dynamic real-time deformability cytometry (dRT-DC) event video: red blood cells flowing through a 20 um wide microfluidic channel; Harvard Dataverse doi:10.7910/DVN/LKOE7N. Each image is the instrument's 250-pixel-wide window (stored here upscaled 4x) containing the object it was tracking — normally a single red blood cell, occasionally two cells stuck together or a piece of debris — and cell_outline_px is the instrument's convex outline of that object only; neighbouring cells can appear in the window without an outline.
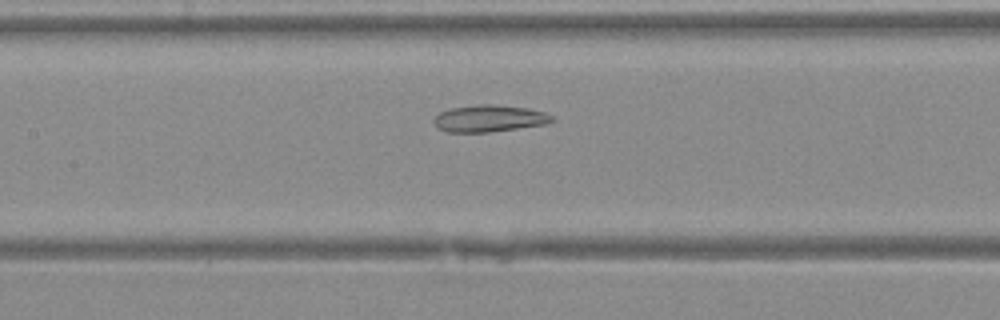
{"species": "Egyptian fruit bat (a non-hibernating species)", "species_latin": "Rousettus aegyptiacus", "temperature_condition": "warm", "stored_images_in_passage": 36, "camera_frame_rate_fps": 3000, "um_per_image_px": 0.085, "animal": {"sex": "female"}, "frame": {"image": 1, "passage_image": 14, "time_ms": 4.333, "image_size_px": [1000, 320], "cell_outline_px": [[556, 120], [548, 124], [492, 132], [444, 132], [436, 128], [432, 124], [432, 120], [440, 112], [452, 108], [480, 104], [488, 104], [528, 108], [544, 112], [552, 116]], "centroid_in_image_um": [41.57, 10.09], "position_along_channel_um": 165.8, "area_um2": 18.73}}
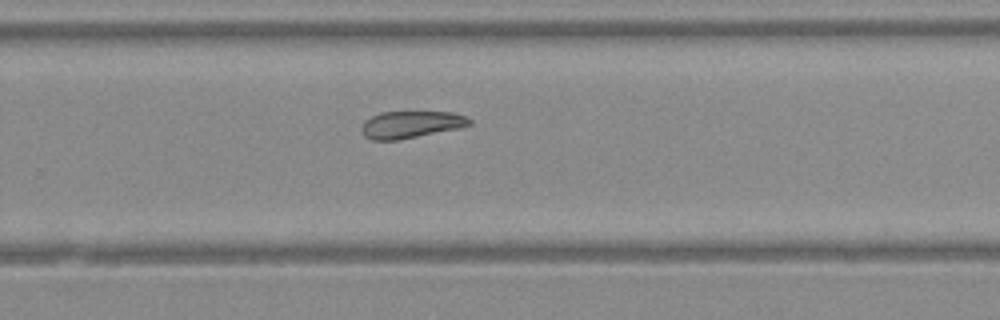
{"frame": {"image": 2, "passage_image": 22, "time_ms": 7.0, "image_size_px": [1000, 320], "cell_outline_px": [[472, 124], [456, 128], [396, 140], [372, 140], [364, 136], [360, 128], [364, 120], [380, 112], [452, 112], [468, 116], [472, 120]], "centroid_in_image_um": [34.9, 10.57], "position_along_channel_um": 294.9, "area_um2": 16.88}}
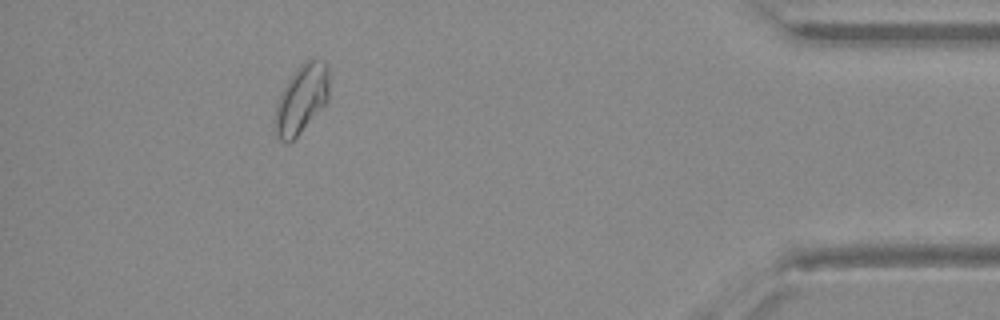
{"frame": {"image": 3, "passage_image": 32, "time_ms": 10.333, "image_size_px": [1000, 320], "cell_outline_px": [[328, 100], [300, 132], [292, 140], [280, 140], [276, 136], [272, 124], [276, 104], [280, 92], [296, 68], [304, 60], [312, 56], [324, 60], [328, 68]], "centroid_in_image_um": [25.59, 8.35], "position_along_channel_um": 409.6, "area_um2": 21.91}}